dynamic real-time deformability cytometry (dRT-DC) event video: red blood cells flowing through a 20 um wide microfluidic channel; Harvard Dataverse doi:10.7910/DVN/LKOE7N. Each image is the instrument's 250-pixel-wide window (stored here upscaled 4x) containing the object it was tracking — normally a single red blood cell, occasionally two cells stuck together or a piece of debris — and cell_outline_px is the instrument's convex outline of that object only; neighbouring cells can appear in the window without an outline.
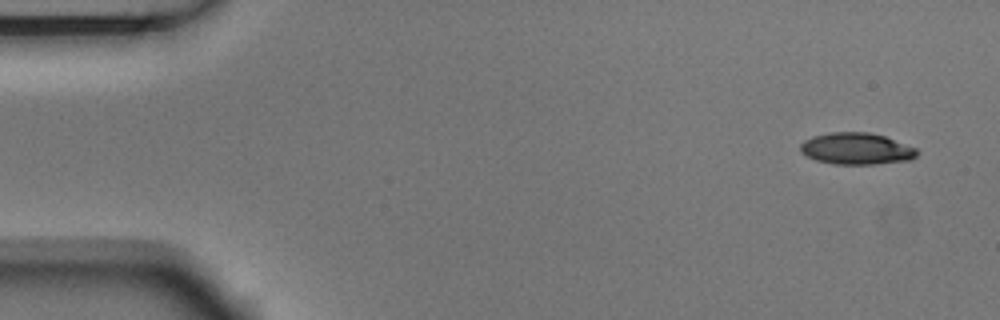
{"species": "Egyptian fruit bat (a non-hibernating species)", "species_latin": "Rousettus aegyptiacus", "temperature_condition": "room temperature", "stored_images_in_passage": 4, "camera_frame_rate_fps": 3000, "um_per_image_px": 0.085, "animal": {"sex": "male"}, "frame": {"image": 1, "passage_image": 1, "time_ms": 0.0, "image_size_px": [1000, 320], "cell_outline_px": [[920, 152], [912, 160], [872, 164], [832, 164], [816, 160], [800, 152], [800, 144], [804, 140], [812, 136], [832, 132], [868, 132], [884, 136], [916, 148]], "centroid_in_image_um": [72.79, 12.64], "position_along_channel_um": 12.2, "area_um2": 21.56}}
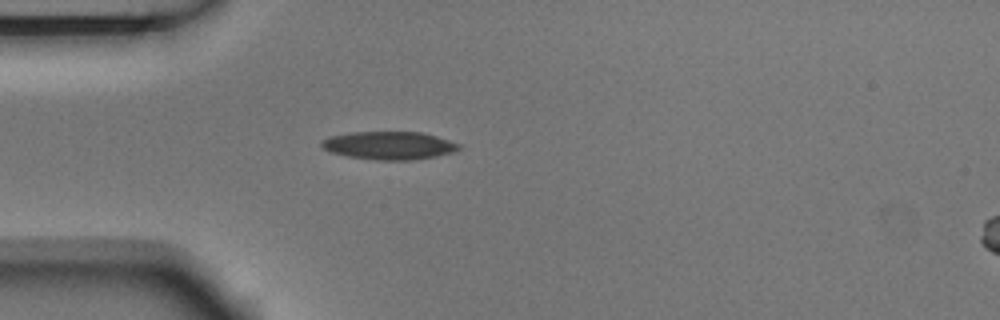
{"frame": {"image": 2, "passage_image": 4, "time_ms": 1.0, "image_size_px": [1000, 320], "cell_outline_px": [[460, 148], [456, 152], [436, 156], [408, 160], [380, 160], [348, 156], [332, 152], [324, 148], [320, 144], [320, 140], [328, 136], [352, 132], [424, 132], [460, 144]], "centroid_in_image_um": [33.08, 12.35], "position_along_channel_um": 51.9, "area_um2": 22.37}}